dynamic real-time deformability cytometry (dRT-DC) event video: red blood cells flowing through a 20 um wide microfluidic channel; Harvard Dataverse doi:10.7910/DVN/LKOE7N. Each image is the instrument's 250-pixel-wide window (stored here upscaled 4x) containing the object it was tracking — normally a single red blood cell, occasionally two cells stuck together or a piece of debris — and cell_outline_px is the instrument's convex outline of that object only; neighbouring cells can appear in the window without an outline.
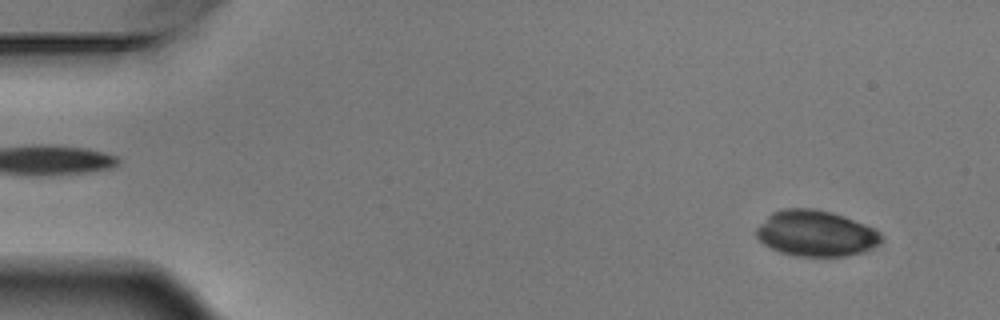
{"species": "Egyptian fruit bat (a non-hibernating species)", "species_latin": "Rousettus aegyptiacus", "temperature_condition": "warm", "stored_images_in_passage": 5, "camera_frame_rate_fps": 3000, "um_per_image_px": 0.085, "animal": {"sex": "male"}, "frame": {"image": 1, "passage_image": 1, "time_ms": 0.0, "image_size_px": [1000, 320], "cell_outline_px": [[880, 244], [872, 248], [860, 252], [844, 256], [796, 256], [780, 252], [764, 244], [756, 236], [756, 228], [772, 212], [784, 208], [812, 208], [832, 212], [844, 216], [864, 224], [872, 228], [880, 236]], "centroid_in_image_um": [69.3, 19.83], "position_along_channel_um": 15.7, "area_um2": 33.06}}